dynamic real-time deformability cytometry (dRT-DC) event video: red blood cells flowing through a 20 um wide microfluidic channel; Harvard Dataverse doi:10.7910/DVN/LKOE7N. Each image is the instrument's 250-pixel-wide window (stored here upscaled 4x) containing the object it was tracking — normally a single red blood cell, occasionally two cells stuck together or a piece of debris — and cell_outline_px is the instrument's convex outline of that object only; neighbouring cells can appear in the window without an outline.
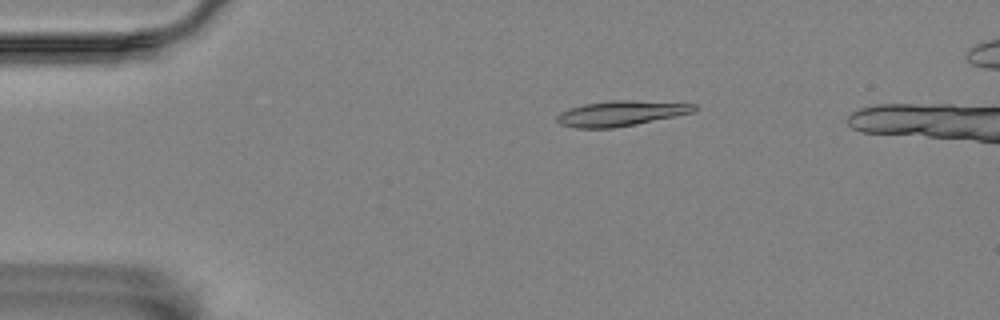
{"species": "Egyptian fruit bat (a non-hibernating species)", "species_latin": "Rousettus aegyptiacus", "temperature_condition": "room temperature", "stored_images_in_passage": 4, "camera_frame_rate_fps": 3000, "um_per_image_px": 0.085, "animal": {"sex": "female"}, "frame": {"image": 1, "passage_image": 1, "time_ms": 0.0, "image_size_px": [1000, 320], "cell_outline_px": [[696, 108], [692, 112], [676, 116], [636, 124], [612, 128], [576, 128], [560, 124], [556, 120], [556, 116], [560, 112], [568, 108], [584, 104], [612, 100], [632, 100], [696, 104]], "centroid_in_image_um": [52.73, 9.63], "position_along_channel_um": 32.3, "area_um2": 20.11}}